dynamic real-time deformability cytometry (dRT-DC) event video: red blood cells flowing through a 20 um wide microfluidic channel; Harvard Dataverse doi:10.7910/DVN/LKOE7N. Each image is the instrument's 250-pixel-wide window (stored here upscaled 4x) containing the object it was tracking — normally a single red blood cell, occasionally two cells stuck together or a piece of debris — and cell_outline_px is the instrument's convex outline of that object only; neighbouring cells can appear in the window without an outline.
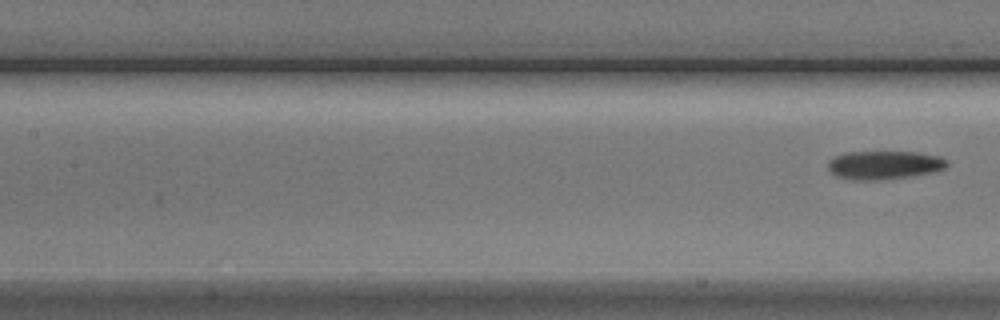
{"species": "Egyptian fruit bat (a non-hibernating species)", "species_latin": "Rousettus aegyptiacus", "temperature_condition": "cold", "stored_images_in_passage": 5, "segment_of_instrument_passage": [2, 2], "camera_frame_rate_fps": 3000, "um_per_image_px": 0.085, "animal": {"sex": "male"}, "frame": {"image": 1, "passage_image": 5, "time_ms": 5.333, "image_size_px": [1000, 320], "cell_outline_px": [[948, 164], [944, 168], [936, 172], [912, 176], [876, 180], [852, 180], [836, 176], [828, 168], [828, 160], [844, 152], [916, 152], [940, 156]], "centroid_in_image_um": [75.14, 14.03], "position_along_channel_um": 132.3, "area_um2": 19.77}}